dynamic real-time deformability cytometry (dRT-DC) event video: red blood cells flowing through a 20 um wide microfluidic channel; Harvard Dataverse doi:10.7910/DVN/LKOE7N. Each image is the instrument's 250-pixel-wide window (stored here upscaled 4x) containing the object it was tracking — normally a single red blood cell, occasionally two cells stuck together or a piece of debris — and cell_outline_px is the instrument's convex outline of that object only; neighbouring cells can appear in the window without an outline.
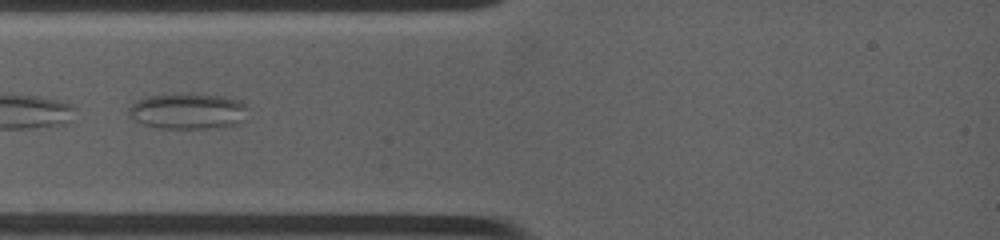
{"species": "common noctule bat (a hibernating species)", "species_latin": "Nyctalus noctula", "temperature_condition": "warm", "stored_images_in_passage": 28, "camera_frame_rate_fps": 4500, "um_per_image_px": 0.085, "animal": {"sex": "female", "body_mass_g": 19.0, "forearm_length_mm": 53.3}, "frame": {"image": 1, "passage_image": 1, "time_ms": 0.0, "image_size_px": [1000, 240], "cell_outline_px": [[248, 108], [244, 120], [236, 124], [224, 128], [164, 128], [144, 124], [136, 120], [128, 112], [132, 104], [148, 96], [224, 96], [240, 100]], "centroid_in_image_um": [16.06, 9.49], "position_along_channel_um": 68.9, "area_um2": 23.99}}
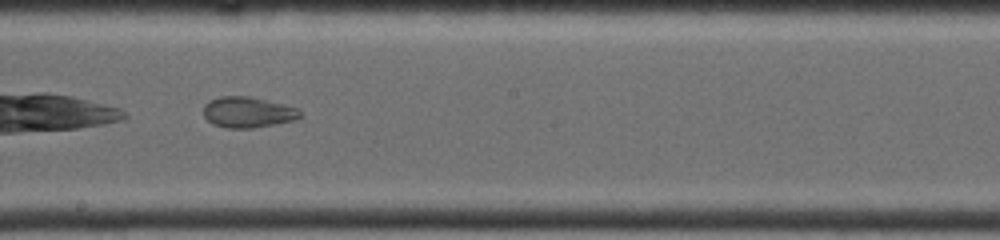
{"frame": {"image": 2, "passage_image": 14, "time_ms": 4.0, "image_size_px": [1000, 240], "cell_outline_px": [[304, 116], [292, 120], [252, 128], [228, 128], [212, 124], [204, 116], [204, 104], [208, 100], [220, 96], [248, 96], [284, 104], [300, 108]], "centroid_in_image_um": [21.07, 9.53], "position_along_channel_um": 227.1, "area_um2": 17.4}}
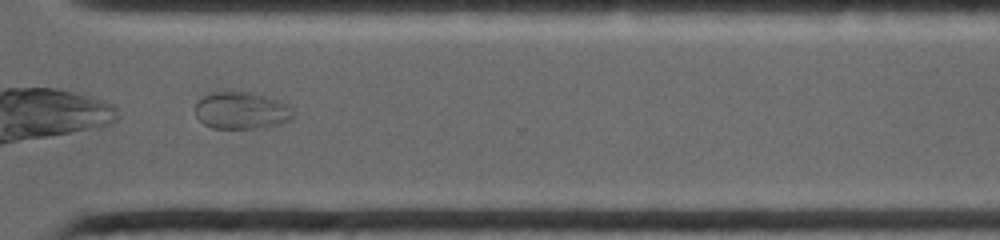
{"frame": {"image": 3, "passage_image": 25, "time_ms": 7.111, "image_size_px": [1000, 240], "cell_outline_px": [[296, 112], [292, 120], [280, 124], [264, 128], [212, 128], [204, 124], [196, 116], [196, 100], [212, 92], [252, 92], [268, 96], [280, 100], [288, 104]], "centroid_in_image_um": [20.59, 9.39], "position_along_channel_um": 350.0, "area_um2": 21.62}}